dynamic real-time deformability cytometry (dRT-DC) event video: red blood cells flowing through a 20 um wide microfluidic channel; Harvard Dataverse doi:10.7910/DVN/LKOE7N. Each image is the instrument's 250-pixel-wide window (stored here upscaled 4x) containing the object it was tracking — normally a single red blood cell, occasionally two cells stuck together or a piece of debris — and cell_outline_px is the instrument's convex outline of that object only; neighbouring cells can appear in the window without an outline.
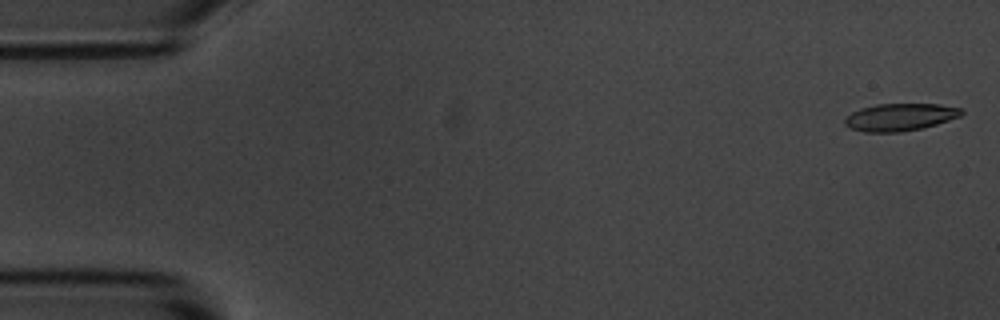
{"species": "common noctule bat (a hibernating species)", "species_latin": "Nyctalus noctula", "temperature_condition": "room temperature", "stored_images_in_passage": 5, "camera_frame_rate_fps": 3000, "um_per_image_px": 0.085, "animal": {"sex": "male", "body_mass_g": 20.1, "forearm_length_mm": 53.5}, "frame": {"image": 1, "passage_image": 1, "time_ms": 0.0, "image_size_px": [1000, 320], "cell_outline_px": [[964, 112], [960, 116], [936, 124], [920, 128], [900, 132], [864, 132], [852, 128], [844, 124], [844, 116], [860, 108], [876, 104], [940, 104], [960, 108]], "centroid_in_image_um": [76.46, 9.95], "position_along_channel_um": 8.5, "area_um2": 18.55}}
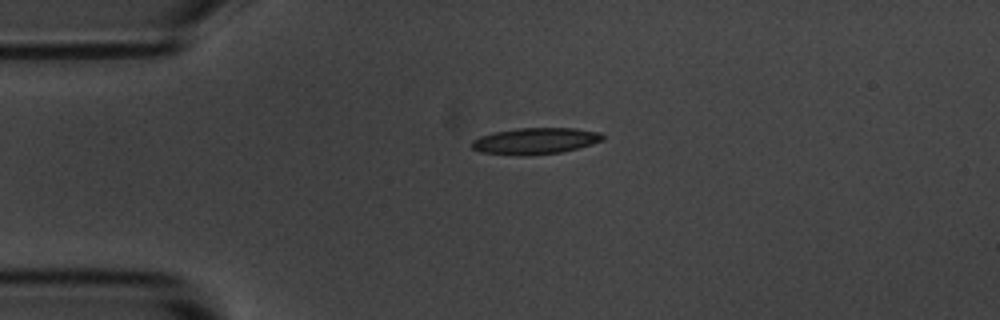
{"frame": {"image": 2, "passage_image": 4, "time_ms": 3.667, "image_size_px": [1000, 320], "cell_outline_px": [[604, 140], [592, 144], [560, 152], [520, 156], [480, 152], [472, 148], [468, 144], [472, 140], [480, 136], [492, 132], [516, 128], [576, 128], [600, 132], [604, 136]], "centroid_in_image_um": [45.45, 11.97], "position_along_channel_um": 39.6, "area_um2": 20.29}}